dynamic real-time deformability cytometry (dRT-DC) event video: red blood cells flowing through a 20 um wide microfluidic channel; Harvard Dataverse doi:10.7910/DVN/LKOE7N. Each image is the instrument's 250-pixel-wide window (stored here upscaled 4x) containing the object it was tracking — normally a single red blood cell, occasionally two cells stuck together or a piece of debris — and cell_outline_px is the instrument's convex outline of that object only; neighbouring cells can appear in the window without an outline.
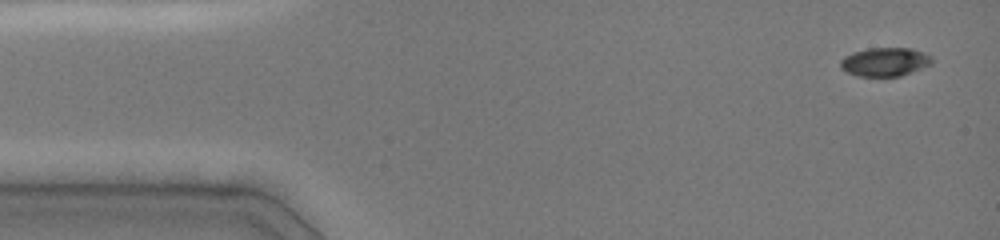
{"species": "common noctule bat (a hibernating species)", "species_latin": "Nyctalus noctula", "temperature_condition": "cold", "stored_images_in_passage": 11, "camera_frame_rate_fps": 3000, "um_per_image_px": 0.085, "animal": {"sex": "female", "body_mass_g": 19.0, "forearm_length_mm": 51.5}, "frame": {"image": 1, "passage_image": 1, "time_ms": 0.0, "image_size_px": [1000, 240], "cell_outline_px": [[932, 64], [912, 72], [900, 76], [856, 76], [840, 68], [840, 60], [844, 56], [852, 52], [868, 48], [912, 48], [924, 52], [932, 56]], "centroid_in_image_um": [75.22, 5.25], "position_along_channel_um": 9.8, "area_um2": 15.43}}
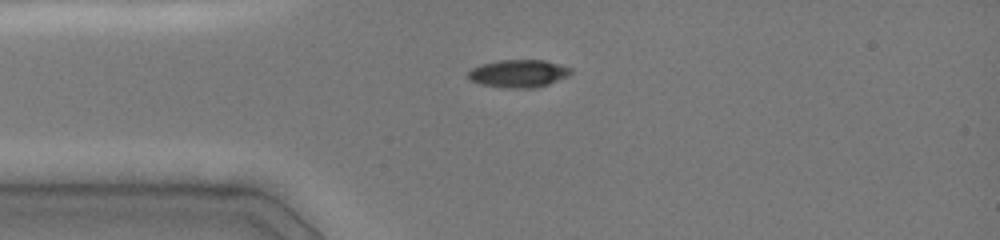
{"frame": {"image": 2, "passage_image": 7, "time_ms": 3.0, "image_size_px": [1000, 240], "cell_outline_px": [[572, 72], [568, 76], [548, 84], [536, 88], [508, 88], [480, 84], [468, 80], [468, 72], [472, 68], [480, 64], [496, 60], [544, 60], [560, 64], [572, 68]], "centroid_in_image_um": [44.06, 6.24], "position_along_channel_um": 40.9, "area_um2": 16.76}}